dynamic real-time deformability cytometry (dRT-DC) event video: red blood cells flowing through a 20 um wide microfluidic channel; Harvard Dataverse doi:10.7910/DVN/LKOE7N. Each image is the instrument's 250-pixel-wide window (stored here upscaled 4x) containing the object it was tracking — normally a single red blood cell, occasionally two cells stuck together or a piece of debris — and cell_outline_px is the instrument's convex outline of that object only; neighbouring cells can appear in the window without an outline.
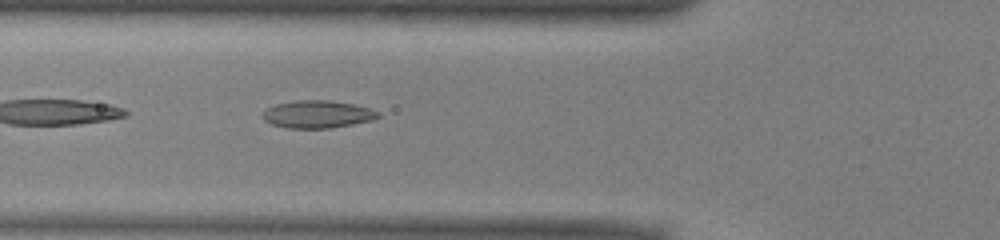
{"species": "common noctule bat (a hibernating species)", "species_latin": "Nyctalus noctula", "temperature_condition": "warm", "stored_images_in_passage": 40, "camera_frame_rate_fps": 3000, "um_per_image_px": 0.085, "animal": {"sex": "male", "body_mass_g": 13.0, "forearm_length_mm": 53.1}, "frame": {"image": 1, "passage_image": 7, "time_ms": 2.0, "image_size_px": [1000, 240], "cell_outline_px": [[380, 116], [372, 120], [332, 128], [288, 128], [272, 124], [264, 120], [260, 116], [268, 108], [276, 104], [296, 100], [328, 100], [352, 104], [368, 108], [380, 112]], "centroid_in_image_um": [26.97, 9.71], "position_along_channel_um": 98.8, "area_um2": 18.44}}
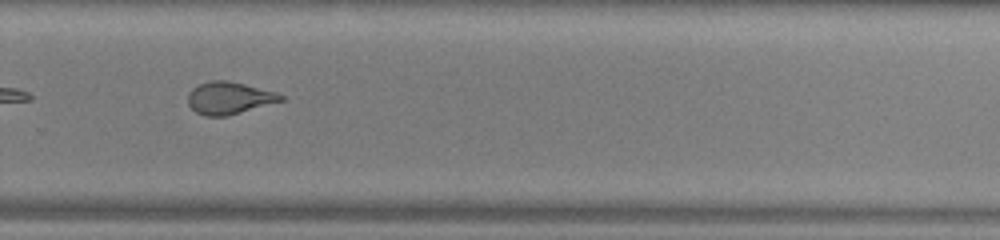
{"frame": {"image": 2, "passage_image": 23, "time_ms": 7.333, "image_size_px": [1000, 240], "cell_outline_px": [[284, 100], [228, 116], [204, 116], [196, 112], [188, 104], [188, 92], [192, 88], [200, 84], [212, 80], [228, 80], [276, 92], [284, 96]], "centroid_in_image_um": [19.46, 8.33], "position_along_channel_um": 310.3, "area_um2": 17.46}, "authors_computed_cell_mechanics": {"area_um2": 18.2359, "velocity_mm_per_s": 3.9756, "shape_relaxation_time_tau1_ms": 7.3443, "shape_relaxation_time_tau2_ms": 1.5289, "deformation_change_tau1": 0.2158, "deformation_change_tau2": 0.0932}}